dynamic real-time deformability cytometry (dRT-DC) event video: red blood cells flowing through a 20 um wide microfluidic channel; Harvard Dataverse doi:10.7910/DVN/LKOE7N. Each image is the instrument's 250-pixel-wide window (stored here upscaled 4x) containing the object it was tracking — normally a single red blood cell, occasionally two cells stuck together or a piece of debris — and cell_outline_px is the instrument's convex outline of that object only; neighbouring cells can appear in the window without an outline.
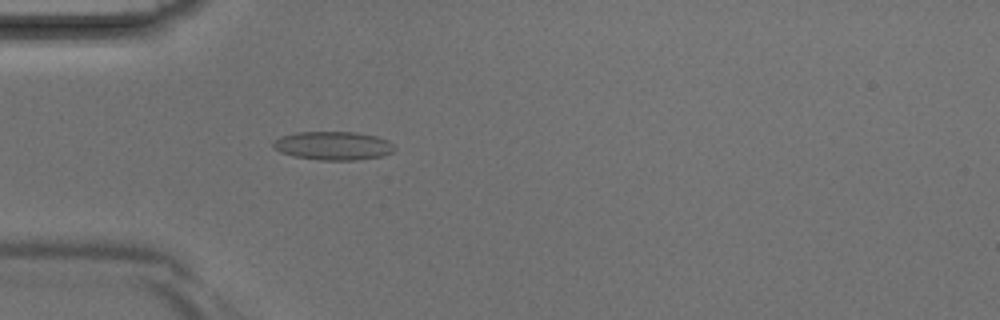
{"species": "Egyptian fruit bat (a non-hibernating species)", "species_latin": "Rousettus aegyptiacus", "temperature_condition": "room temperature", "stored_images_in_passage": 4, "camera_frame_rate_fps": 3000, "um_per_image_px": 0.085, "animal": {"sex": "male"}, "frame": {"image": 1, "passage_image": 4, "time_ms": 1.0, "image_size_px": [1000, 320], "cell_outline_px": [[396, 148], [392, 152], [384, 156], [356, 160], [320, 160], [296, 156], [280, 152], [272, 144], [280, 136], [296, 132], [356, 132], [376, 136], [388, 140]], "centroid_in_image_um": [28.36, 12.38], "position_along_channel_um": 56.6, "area_um2": 20.11}}